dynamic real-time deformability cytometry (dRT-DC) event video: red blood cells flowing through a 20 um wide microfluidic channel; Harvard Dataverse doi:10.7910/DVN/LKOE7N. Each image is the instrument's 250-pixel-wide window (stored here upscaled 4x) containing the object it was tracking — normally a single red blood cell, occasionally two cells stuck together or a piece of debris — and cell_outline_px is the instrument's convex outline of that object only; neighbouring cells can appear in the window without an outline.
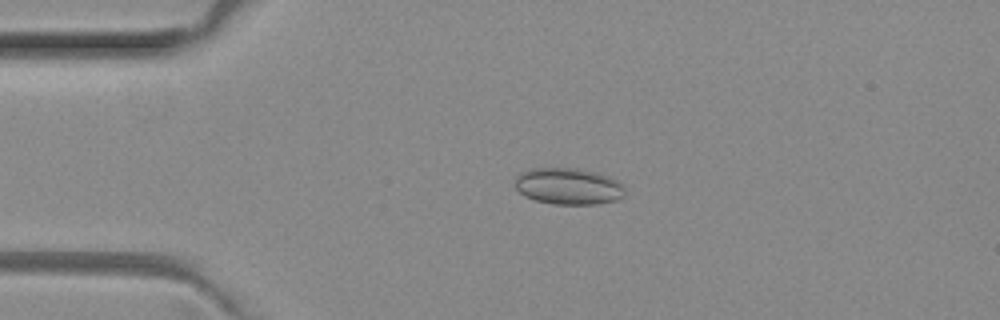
{"species": "common noctule bat (a hibernating species)", "species_latin": "Nyctalus noctula", "temperature_condition": "room temperature", "stored_images_in_passage": 3, "camera_frame_rate_fps": 3000, "um_per_image_px": 0.085, "animal": {"sex": "female", "body_mass_g": 29.2, "forearm_length_mm": 56.3}, "frame": {"image": 1, "passage_image": 1, "time_ms": 0.0, "image_size_px": [1000, 320], "cell_outline_px": [[624, 196], [616, 200], [596, 204], [552, 204], [536, 200], [524, 196], [516, 188], [516, 176], [520, 172], [528, 168], [576, 168], [596, 172], [608, 176], [616, 180], [624, 188]], "centroid_in_image_um": [48.29, 15.82], "position_along_channel_um": 36.7, "area_um2": 23.41}}
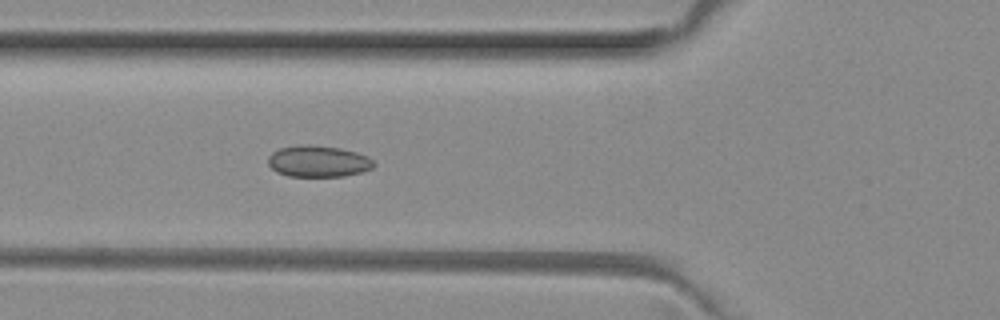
{"frame": {"image": 2, "passage_image": 3, "time_ms": 0.667, "image_size_px": [1000, 320], "cell_outline_px": [[376, 164], [372, 168], [360, 172], [344, 176], [288, 176], [276, 172], [268, 164], [268, 156], [272, 152], [280, 148], [296, 144], [308, 144], [340, 148], [356, 152], [368, 156]], "centroid_in_image_um": [27.02, 13.7], "position_along_channel_um": 98.8, "area_um2": 19.48}}